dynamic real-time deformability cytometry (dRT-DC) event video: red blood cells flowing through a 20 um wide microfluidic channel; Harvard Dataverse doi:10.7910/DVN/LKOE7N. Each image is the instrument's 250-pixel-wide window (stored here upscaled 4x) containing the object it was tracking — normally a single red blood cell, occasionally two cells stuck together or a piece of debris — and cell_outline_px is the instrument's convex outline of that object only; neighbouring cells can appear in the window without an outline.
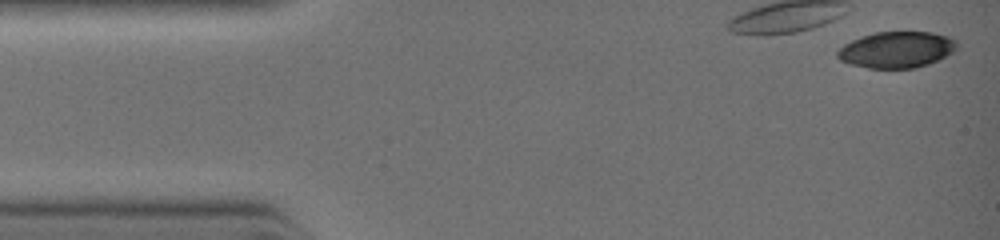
{"species": "common noctule bat (a hibernating species)", "species_latin": "Nyctalus noctula", "temperature_condition": "warm", "stored_images_in_passage": 8, "camera_frame_rate_fps": 3000, "um_per_image_px": 0.085, "animal": {"sex": "female", "body_mass_g": 19.0, "forearm_length_mm": 51.5}, "frame": {"image": 1, "passage_image": 1, "time_ms": 0.0, "image_size_px": [1000, 240], "cell_outline_px": [[956, 48], [952, 52], [928, 64], [916, 68], [868, 68], [848, 64], [840, 60], [836, 56], [836, 52], [844, 44], [860, 36], [876, 32], [932, 32], [948, 36], [956, 40]], "centroid_in_image_um": [76.17, 4.22], "position_along_channel_um": 8.8, "area_um2": 25.2}}